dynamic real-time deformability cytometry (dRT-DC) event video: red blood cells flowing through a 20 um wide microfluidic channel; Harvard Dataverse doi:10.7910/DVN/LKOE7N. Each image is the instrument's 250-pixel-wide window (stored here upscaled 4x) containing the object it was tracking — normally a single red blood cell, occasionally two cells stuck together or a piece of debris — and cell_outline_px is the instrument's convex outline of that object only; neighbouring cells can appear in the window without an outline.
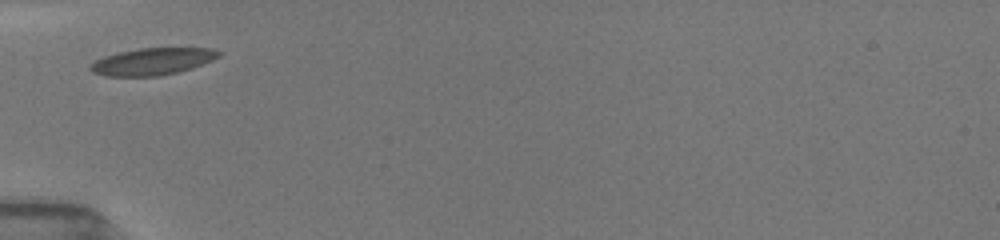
{"species": "common noctule bat (a hibernating species)", "species_latin": "Nyctalus noctula", "temperature_condition": "room temperature", "stored_images_in_passage": 34, "camera_frame_rate_fps": 3000, "um_per_image_px": 0.085, "animal": {"sex": "female", "body_mass_g": 19.5, "forearm_length_mm": 54.1}, "frame": {"image": 1, "passage_image": 1, "time_ms": 0.0, "image_size_px": [1000, 240], "cell_outline_px": [[220, 56], [212, 60], [192, 68], [160, 76], [108, 76], [92, 72], [88, 68], [88, 64], [104, 56], [120, 52], [140, 48], [212, 48], [220, 52]], "centroid_in_image_um": [12.93, 5.23], "position_along_channel_um": 72.1, "area_um2": 20.11}}
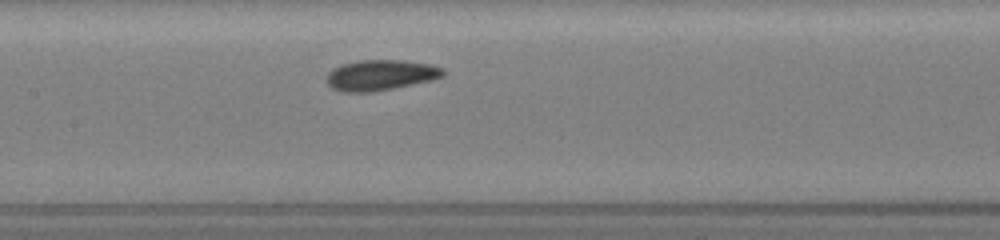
{"frame": {"image": 2, "passage_image": 11, "time_ms": 2.667, "image_size_px": [1000, 240], "cell_outline_px": [[448, 72], [444, 76], [432, 80], [372, 92], [340, 92], [332, 88], [324, 80], [328, 72], [332, 68], [340, 64], [360, 60], [404, 60], [428, 64], [444, 68]], "centroid_in_image_um": [32.32, 6.38], "position_along_channel_um": 175.1, "area_um2": 21.04}}
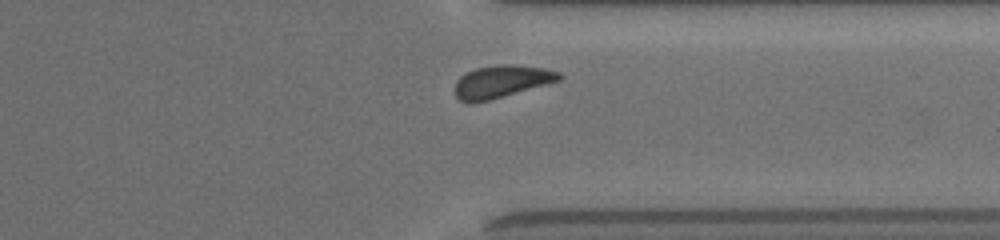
{"frame": {"image": 3, "passage_image": 30, "time_ms": 7.667, "image_size_px": [1000, 240], "cell_outline_px": [[564, 76], [560, 80], [488, 100], [472, 104], [468, 104], [460, 100], [456, 96], [456, 80], [460, 76], [476, 68], [500, 64], [516, 64], [544, 68], [560, 72]], "centroid_in_image_um": [42.62, 6.92], "position_along_channel_um": 368.8, "area_um2": 19.59}, "authors_computed_cell_mechanics": {"area_um2": 20.1433, "velocity_mm_per_s": 3.8813, "shape_relaxation_time_tau1_ms": 5.7867, "shape_relaxation_time_tau2_ms": 2.9022, "deformation_change_tau1": 0.1476, "deformation_change_tau2": 0.0636}}